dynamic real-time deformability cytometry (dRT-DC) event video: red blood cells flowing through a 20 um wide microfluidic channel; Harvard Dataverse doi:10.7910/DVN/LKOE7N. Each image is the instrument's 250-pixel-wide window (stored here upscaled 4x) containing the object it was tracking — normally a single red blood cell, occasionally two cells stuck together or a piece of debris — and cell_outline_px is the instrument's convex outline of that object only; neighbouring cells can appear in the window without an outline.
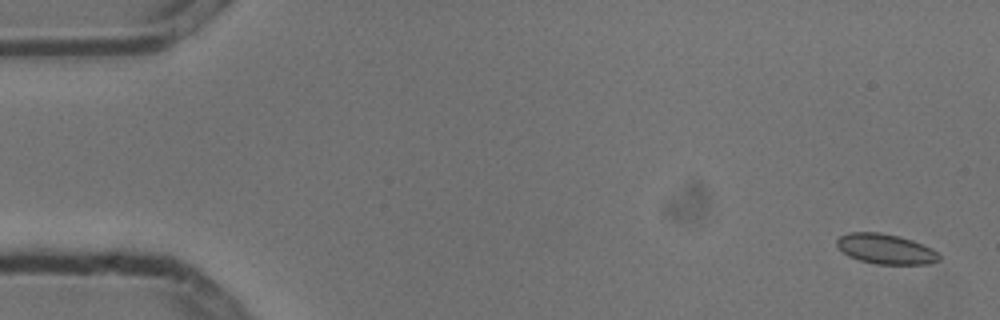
{"species": "common noctule bat (a hibernating species)", "species_latin": "Nyctalus noctula", "temperature_condition": "cold", "stored_images_in_passage": 5, "camera_frame_rate_fps": 3000, "um_per_image_px": 0.085, "animal": {"sex": "male", "body_mass_g": 13.3}, "frame": {"image": 1, "passage_image": 1, "time_ms": 0.0, "image_size_px": [1000, 320], "cell_outline_px": [[940, 260], [932, 264], [876, 264], [860, 260], [848, 256], [836, 244], [836, 240], [840, 236], [848, 232], [880, 232], [900, 236], [912, 240], [932, 248], [940, 256]], "centroid_in_image_um": [75.29, 21.16], "position_along_channel_um": 9.7, "area_um2": 17.98}}
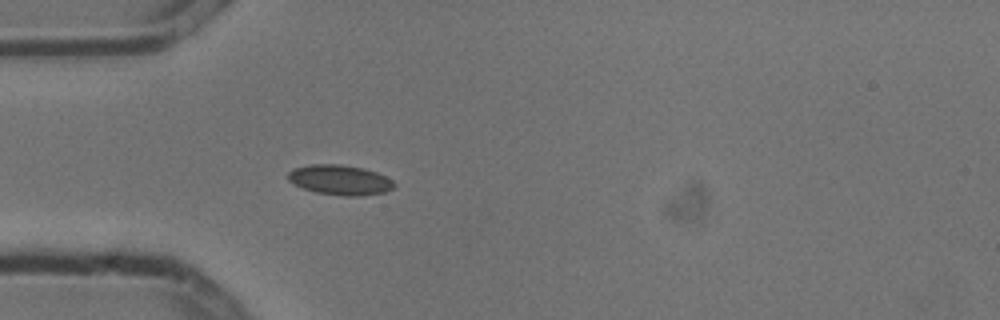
{"frame": {"image": 2, "passage_image": 5, "time_ms": 1.333, "image_size_px": [1000, 320], "cell_outline_px": [[396, 184], [392, 188], [384, 192], [360, 196], [344, 196], [316, 192], [292, 184], [288, 180], [288, 172], [292, 168], [312, 164], [340, 164], [364, 168], [376, 172], [392, 180]], "centroid_in_image_um": [28.87, 15.29], "position_along_channel_um": 56.1, "area_um2": 18.55}}